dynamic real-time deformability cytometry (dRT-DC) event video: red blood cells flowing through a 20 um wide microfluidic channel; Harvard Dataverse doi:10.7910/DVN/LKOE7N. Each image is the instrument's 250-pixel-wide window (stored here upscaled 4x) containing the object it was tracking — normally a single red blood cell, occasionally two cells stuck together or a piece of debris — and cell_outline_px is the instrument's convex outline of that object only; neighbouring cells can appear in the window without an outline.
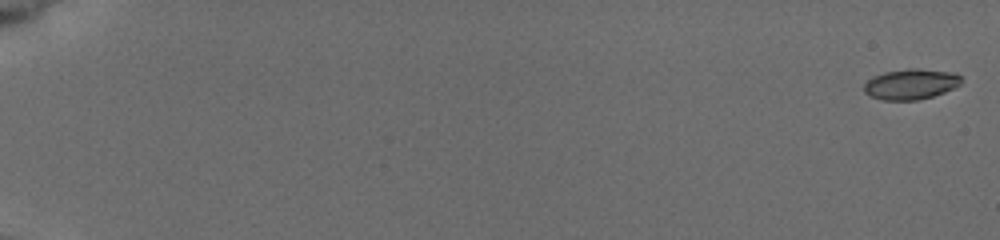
{"species": "common noctule bat (a hibernating species)", "species_latin": "Nyctalus noctula", "temperature_condition": "cold", "stored_images_in_passage": 16, "camera_frame_rate_fps": 3000, "um_per_image_px": 0.085, "animal": {"sex": "female", "body_mass_g": 19.5, "forearm_length_mm": 54.1}, "frame": {"image": 1, "passage_image": 1, "time_ms": 0.0, "image_size_px": [1000, 240], "cell_outline_px": [[960, 84], [944, 92], [932, 96], [916, 100], [880, 100], [864, 92], [864, 84], [872, 76], [884, 72], [908, 68], [916, 68], [956, 72], [960, 76]], "centroid_in_image_um": [77.4, 7.14], "position_along_channel_um": 7.6, "area_um2": 17.28}}
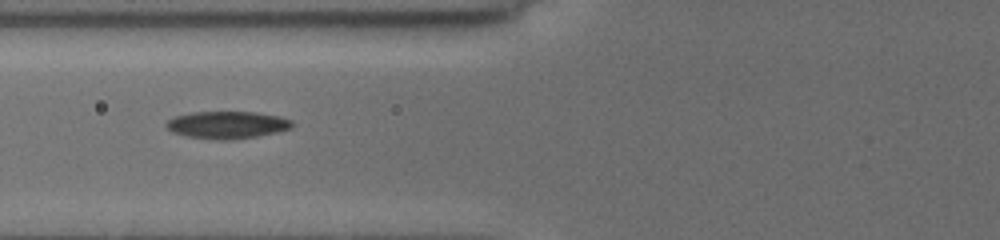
{"frame": {"image": 2, "passage_image": 10, "time_ms": 8.0, "image_size_px": [1000, 240], "cell_outline_px": [[292, 128], [280, 132], [232, 140], [216, 140], [184, 136], [172, 132], [164, 124], [168, 120], [176, 116], [192, 112], [256, 112], [276, 116], [292, 120]], "centroid_in_image_um": [19.3, 10.63], "position_along_channel_um": 106.5, "area_um2": 20.11}}
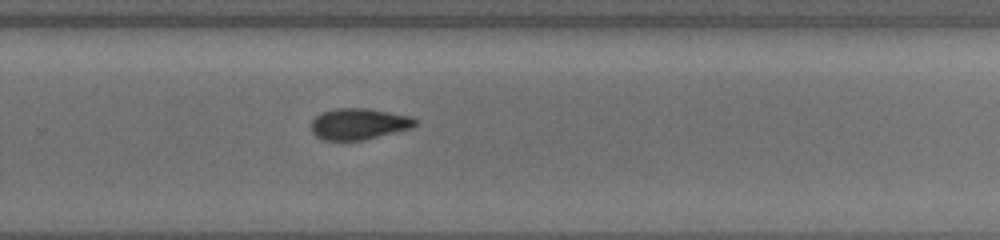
{"frame": {"image": 3, "passage_image": 16, "time_ms": 13.0, "image_size_px": [1000, 240], "cell_outline_px": [[416, 124], [412, 128], [364, 140], [324, 140], [316, 136], [312, 132], [312, 120], [320, 112], [336, 108], [368, 108], [412, 116], [416, 120]], "centroid_in_image_um": [30.5, 10.52], "position_along_channel_um": 299.3, "area_um2": 19.02}}